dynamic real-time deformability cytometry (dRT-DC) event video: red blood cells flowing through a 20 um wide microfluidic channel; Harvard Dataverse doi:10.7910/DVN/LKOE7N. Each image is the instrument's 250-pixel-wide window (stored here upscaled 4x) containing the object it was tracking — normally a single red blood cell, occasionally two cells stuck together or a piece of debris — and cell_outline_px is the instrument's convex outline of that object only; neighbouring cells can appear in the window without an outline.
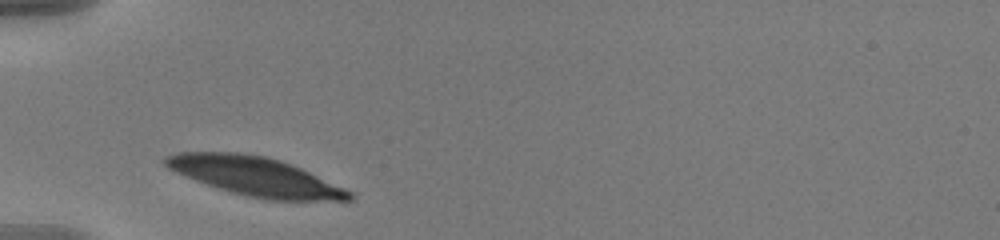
{"species": "human", "species_latin": "Homo sapiens", "temperature_condition": "warm", "stored_images_in_passage": 31, "camera_frame_rate_fps": 3000, "um_per_image_px": 0.085, "donor": {"sex": "male"}, "frame": {"image": 1, "passage_image": 1, "time_ms": 0.0, "image_size_px": [1000, 240], "cell_outline_px": [[356, 196], [352, 200], [268, 200], [248, 196], [232, 192], [196, 180], [176, 172], [168, 168], [164, 164], [164, 156], [176, 152], [240, 152], [268, 156], [292, 164], [344, 188], [352, 192]], "centroid_in_image_um": [21.7, 14.98], "position_along_channel_um": 63.3, "area_um2": 41.33}}
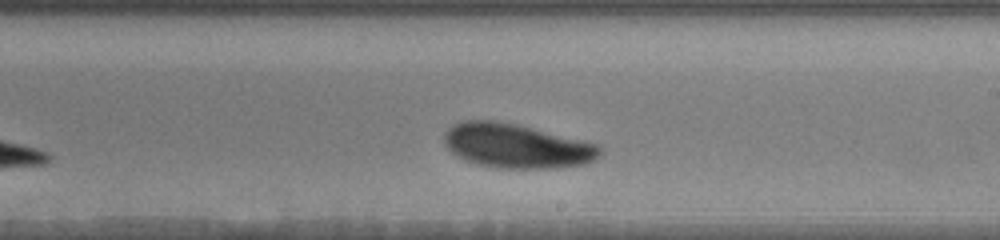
{"frame": {"image": 2, "passage_image": 17, "time_ms": 5.333, "image_size_px": [1000, 240], "cell_outline_px": [[600, 156], [596, 160], [584, 164], [556, 168], [500, 168], [476, 164], [464, 160], [452, 152], [444, 144], [444, 132], [448, 128], [464, 120], [496, 120], [516, 124], [596, 144], [600, 148]], "centroid_in_image_um": [43.87, 12.41], "position_along_channel_um": 245.1, "area_um2": 39.94}}
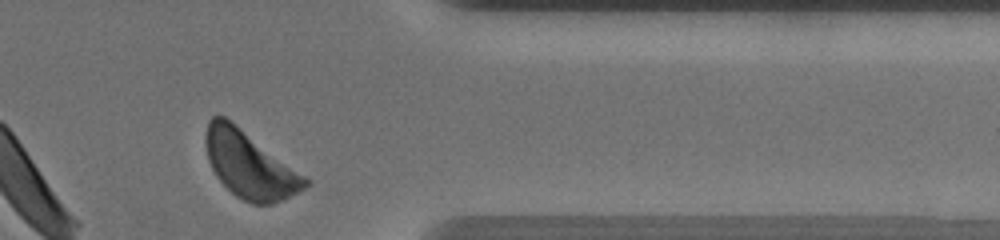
{"frame": {"image": 3, "passage_image": 30, "time_ms": 9.667, "image_size_px": [1000, 240], "cell_outline_px": [[312, 184], [272, 204], [252, 204], [236, 196], [216, 176], [208, 160], [204, 144], [204, 136], [208, 120], [212, 116], [224, 116], [312, 180]], "centroid_in_image_um": [21.2, 14.0], "position_along_channel_um": 390.2, "area_um2": 38.38}, "authors_computed_cell_mechanics": {"area_um2": 40.6334, "velocity_mm_per_s": 3.5427, "shape_relaxation_time_tau1_ms": 3.1153, "shape_relaxation_time_tau2_ms": null, "deformation_change_tau1": 0.1227, "deformation_change_tau2": null}}